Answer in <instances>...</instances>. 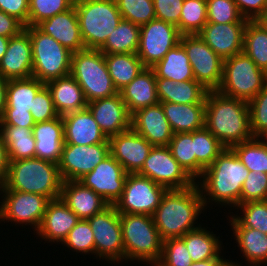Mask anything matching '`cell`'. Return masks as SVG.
<instances>
[{
  "label": "cell",
  "mask_w": 267,
  "mask_h": 266,
  "mask_svg": "<svg viewBox=\"0 0 267 266\" xmlns=\"http://www.w3.org/2000/svg\"><path fill=\"white\" fill-rule=\"evenodd\" d=\"M248 174L249 170L234 151L225 148L196 181L205 210L215 205L220 209L231 208L232 212L241 204V190Z\"/></svg>",
  "instance_id": "cell-1"
},
{
  "label": "cell",
  "mask_w": 267,
  "mask_h": 266,
  "mask_svg": "<svg viewBox=\"0 0 267 266\" xmlns=\"http://www.w3.org/2000/svg\"><path fill=\"white\" fill-rule=\"evenodd\" d=\"M206 211L200 189L195 183L186 189L167 190L152 217L164 241L169 238H182L188 232L199 228L203 224L197 223L198 218L201 213L206 214Z\"/></svg>",
  "instance_id": "cell-2"
},
{
  "label": "cell",
  "mask_w": 267,
  "mask_h": 266,
  "mask_svg": "<svg viewBox=\"0 0 267 266\" xmlns=\"http://www.w3.org/2000/svg\"><path fill=\"white\" fill-rule=\"evenodd\" d=\"M205 127L225 148L253 138L248 102L208 91L205 98Z\"/></svg>",
  "instance_id": "cell-3"
},
{
  "label": "cell",
  "mask_w": 267,
  "mask_h": 266,
  "mask_svg": "<svg viewBox=\"0 0 267 266\" xmlns=\"http://www.w3.org/2000/svg\"><path fill=\"white\" fill-rule=\"evenodd\" d=\"M63 180L57 163L37 157L9 161L3 190L60 198Z\"/></svg>",
  "instance_id": "cell-4"
},
{
  "label": "cell",
  "mask_w": 267,
  "mask_h": 266,
  "mask_svg": "<svg viewBox=\"0 0 267 266\" xmlns=\"http://www.w3.org/2000/svg\"><path fill=\"white\" fill-rule=\"evenodd\" d=\"M124 244V263L138 262L155 266L162 253L163 240L153 217L143 214H120Z\"/></svg>",
  "instance_id": "cell-5"
},
{
  "label": "cell",
  "mask_w": 267,
  "mask_h": 266,
  "mask_svg": "<svg viewBox=\"0 0 267 266\" xmlns=\"http://www.w3.org/2000/svg\"><path fill=\"white\" fill-rule=\"evenodd\" d=\"M70 74L82 88L87 103L119 93L99 49L85 48L72 53Z\"/></svg>",
  "instance_id": "cell-6"
},
{
  "label": "cell",
  "mask_w": 267,
  "mask_h": 266,
  "mask_svg": "<svg viewBox=\"0 0 267 266\" xmlns=\"http://www.w3.org/2000/svg\"><path fill=\"white\" fill-rule=\"evenodd\" d=\"M85 48L99 49L122 20L115 0H75Z\"/></svg>",
  "instance_id": "cell-7"
},
{
  "label": "cell",
  "mask_w": 267,
  "mask_h": 266,
  "mask_svg": "<svg viewBox=\"0 0 267 266\" xmlns=\"http://www.w3.org/2000/svg\"><path fill=\"white\" fill-rule=\"evenodd\" d=\"M32 43V77L46 84L70 74L72 52L37 26H27Z\"/></svg>",
  "instance_id": "cell-8"
},
{
  "label": "cell",
  "mask_w": 267,
  "mask_h": 266,
  "mask_svg": "<svg viewBox=\"0 0 267 266\" xmlns=\"http://www.w3.org/2000/svg\"><path fill=\"white\" fill-rule=\"evenodd\" d=\"M267 83V73L243 52L223 60L218 92L249 102Z\"/></svg>",
  "instance_id": "cell-9"
},
{
  "label": "cell",
  "mask_w": 267,
  "mask_h": 266,
  "mask_svg": "<svg viewBox=\"0 0 267 266\" xmlns=\"http://www.w3.org/2000/svg\"><path fill=\"white\" fill-rule=\"evenodd\" d=\"M94 236L95 259L114 264H124V244L120 214L114 205L87 219ZM102 259V260H101Z\"/></svg>",
  "instance_id": "cell-10"
},
{
  "label": "cell",
  "mask_w": 267,
  "mask_h": 266,
  "mask_svg": "<svg viewBox=\"0 0 267 266\" xmlns=\"http://www.w3.org/2000/svg\"><path fill=\"white\" fill-rule=\"evenodd\" d=\"M0 199V223H9L19 227L29 226L35 232L46 212L49 198L33 193L16 190H2Z\"/></svg>",
  "instance_id": "cell-11"
},
{
  "label": "cell",
  "mask_w": 267,
  "mask_h": 266,
  "mask_svg": "<svg viewBox=\"0 0 267 266\" xmlns=\"http://www.w3.org/2000/svg\"><path fill=\"white\" fill-rule=\"evenodd\" d=\"M166 188L147 177L128 174L121 197L114 204L119 214L153 215Z\"/></svg>",
  "instance_id": "cell-12"
},
{
  "label": "cell",
  "mask_w": 267,
  "mask_h": 266,
  "mask_svg": "<svg viewBox=\"0 0 267 266\" xmlns=\"http://www.w3.org/2000/svg\"><path fill=\"white\" fill-rule=\"evenodd\" d=\"M195 80L206 90L215 91L222 80L223 59L198 34L181 35Z\"/></svg>",
  "instance_id": "cell-13"
},
{
  "label": "cell",
  "mask_w": 267,
  "mask_h": 266,
  "mask_svg": "<svg viewBox=\"0 0 267 266\" xmlns=\"http://www.w3.org/2000/svg\"><path fill=\"white\" fill-rule=\"evenodd\" d=\"M137 174L151 179L167 190L186 189L196 183L173 158L168 146H153Z\"/></svg>",
  "instance_id": "cell-14"
},
{
  "label": "cell",
  "mask_w": 267,
  "mask_h": 266,
  "mask_svg": "<svg viewBox=\"0 0 267 266\" xmlns=\"http://www.w3.org/2000/svg\"><path fill=\"white\" fill-rule=\"evenodd\" d=\"M181 33L173 24L154 19L140 26L136 54L144 67L152 68L165 54L180 43Z\"/></svg>",
  "instance_id": "cell-15"
},
{
  "label": "cell",
  "mask_w": 267,
  "mask_h": 266,
  "mask_svg": "<svg viewBox=\"0 0 267 266\" xmlns=\"http://www.w3.org/2000/svg\"><path fill=\"white\" fill-rule=\"evenodd\" d=\"M110 155V144L93 145L64 144L58 163L64 181H78L91 172L100 162Z\"/></svg>",
  "instance_id": "cell-16"
},
{
  "label": "cell",
  "mask_w": 267,
  "mask_h": 266,
  "mask_svg": "<svg viewBox=\"0 0 267 266\" xmlns=\"http://www.w3.org/2000/svg\"><path fill=\"white\" fill-rule=\"evenodd\" d=\"M128 173L110 154L78 181L100 195L109 205L121 197Z\"/></svg>",
  "instance_id": "cell-17"
},
{
  "label": "cell",
  "mask_w": 267,
  "mask_h": 266,
  "mask_svg": "<svg viewBox=\"0 0 267 266\" xmlns=\"http://www.w3.org/2000/svg\"><path fill=\"white\" fill-rule=\"evenodd\" d=\"M110 154L128 174H137L153 145L132 128L109 137Z\"/></svg>",
  "instance_id": "cell-18"
},
{
  "label": "cell",
  "mask_w": 267,
  "mask_h": 266,
  "mask_svg": "<svg viewBox=\"0 0 267 266\" xmlns=\"http://www.w3.org/2000/svg\"><path fill=\"white\" fill-rule=\"evenodd\" d=\"M80 219L61 199L50 200L39 228L35 232L46 243L62 244Z\"/></svg>",
  "instance_id": "cell-19"
},
{
  "label": "cell",
  "mask_w": 267,
  "mask_h": 266,
  "mask_svg": "<svg viewBox=\"0 0 267 266\" xmlns=\"http://www.w3.org/2000/svg\"><path fill=\"white\" fill-rule=\"evenodd\" d=\"M131 128L153 146H168L174 134L161 103L132 113Z\"/></svg>",
  "instance_id": "cell-20"
},
{
  "label": "cell",
  "mask_w": 267,
  "mask_h": 266,
  "mask_svg": "<svg viewBox=\"0 0 267 266\" xmlns=\"http://www.w3.org/2000/svg\"><path fill=\"white\" fill-rule=\"evenodd\" d=\"M247 23L207 22L198 35L223 60L243 50V35Z\"/></svg>",
  "instance_id": "cell-21"
},
{
  "label": "cell",
  "mask_w": 267,
  "mask_h": 266,
  "mask_svg": "<svg viewBox=\"0 0 267 266\" xmlns=\"http://www.w3.org/2000/svg\"><path fill=\"white\" fill-rule=\"evenodd\" d=\"M87 108L108 138L131 128V114L120 93L94 100Z\"/></svg>",
  "instance_id": "cell-22"
},
{
  "label": "cell",
  "mask_w": 267,
  "mask_h": 266,
  "mask_svg": "<svg viewBox=\"0 0 267 266\" xmlns=\"http://www.w3.org/2000/svg\"><path fill=\"white\" fill-rule=\"evenodd\" d=\"M32 43L29 33L24 29L11 37L7 50L0 62V74L7 80L32 77Z\"/></svg>",
  "instance_id": "cell-23"
},
{
  "label": "cell",
  "mask_w": 267,
  "mask_h": 266,
  "mask_svg": "<svg viewBox=\"0 0 267 266\" xmlns=\"http://www.w3.org/2000/svg\"><path fill=\"white\" fill-rule=\"evenodd\" d=\"M64 123V144L93 145L109 143L88 108L62 116Z\"/></svg>",
  "instance_id": "cell-24"
},
{
  "label": "cell",
  "mask_w": 267,
  "mask_h": 266,
  "mask_svg": "<svg viewBox=\"0 0 267 266\" xmlns=\"http://www.w3.org/2000/svg\"><path fill=\"white\" fill-rule=\"evenodd\" d=\"M37 27L72 53L85 49L75 6L43 20Z\"/></svg>",
  "instance_id": "cell-25"
},
{
  "label": "cell",
  "mask_w": 267,
  "mask_h": 266,
  "mask_svg": "<svg viewBox=\"0 0 267 266\" xmlns=\"http://www.w3.org/2000/svg\"><path fill=\"white\" fill-rule=\"evenodd\" d=\"M60 198L79 219L83 220L91 218L109 206L100 195L79 181H64Z\"/></svg>",
  "instance_id": "cell-26"
},
{
  "label": "cell",
  "mask_w": 267,
  "mask_h": 266,
  "mask_svg": "<svg viewBox=\"0 0 267 266\" xmlns=\"http://www.w3.org/2000/svg\"><path fill=\"white\" fill-rule=\"evenodd\" d=\"M32 133L36 141L35 157L58 164L64 146L62 116L50 121L35 123Z\"/></svg>",
  "instance_id": "cell-27"
},
{
  "label": "cell",
  "mask_w": 267,
  "mask_h": 266,
  "mask_svg": "<svg viewBox=\"0 0 267 266\" xmlns=\"http://www.w3.org/2000/svg\"><path fill=\"white\" fill-rule=\"evenodd\" d=\"M119 93L130 114L138 109L159 103L156 89V77L152 68L145 67Z\"/></svg>",
  "instance_id": "cell-28"
},
{
  "label": "cell",
  "mask_w": 267,
  "mask_h": 266,
  "mask_svg": "<svg viewBox=\"0 0 267 266\" xmlns=\"http://www.w3.org/2000/svg\"><path fill=\"white\" fill-rule=\"evenodd\" d=\"M45 85L60 116L87 108L84 92L71 74L49 81Z\"/></svg>",
  "instance_id": "cell-29"
},
{
  "label": "cell",
  "mask_w": 267,
  "mask_h": 266,
  "mask_svg": "<svg viewBox=\"0 0 267 266\" xmlns=\"http://www.w3.org/2000/svg\"><path fill=\"white\" fill-rule=\"evenodd\" d=\"M232 238L237 244L242 258L248 264L267 265V234L248 227H239L229 216ZM234 236V237H233Z\"/></svg>",
  "instance_id": "cell-30"
},
{
  "label": "cell",
  "mask_w": 267,
  "mask_h": 266,
  "mask_svg": "<svg viewBox=\"0 0 267 266\" xmlns=\"http://www.w3.org/2000/svg\"><path fill=\"white\" fill-rule=\"evenodd\" d=\"M156 89L159 103L205 104V98L208 92L196 80L176 83L164 78H156Z\"/></svg>",
  "instance_id": "cell-31"
},
{
  "label": "cell",
  "mask_w": 267,
  "mask_h": 266,
  "mask_svg": "<svg viewBox=\"0 0 267 266\" xmlns=\"http://www.w3.org/2000/svg\"><path fill=\"white\" fill-rule=\"evenodd\" d=\"M160 103L174 134L193 132L205 127V104Z\"/></svg>",
  "instance_id": "cell-32"
},
{
  "label": "cell",
  "mask_w": 267,
  "mask_h": 266,
  "mask_svg": "<svg viewBox=\"0 0 267 266\" xmlns=\"http://www.w3.org/2000/svg\"><path fill=\"white\" fill-rule=\"evenodd\" d=\"M209 227H202L190 231L181 239L185 242L192 262H199L210 259H226L223 257V241L219 239L213 231L207 230ZM222 255V256H221Z\"/></svg>",
  "instance_id": "cell-33"
},
{
  "label": "cell",
  "mask_w": 267,
  "mask_h": 266,
  "mask_svg": "<svg viewBox=\"0 0 267 266\" xmlns=\"http://www.w3.org/2000/svg\"><path fill=\"white\" fill-rule=\"evenodd\" d=\"M152 70L156 78L169 79L176 83L195 80L186 50L181 43L170 49Z\"/></svg>",
  "instance_id": "cell-34"
},
{
  "label": "cell",
  "mask_w": 267,
  "mask_h": 266,
  "mask_svg": "<svg viewBox=\"0 0 267 266\" xmlns=\"http://www.w3.org/2000/svg\"><path fill=\"white\" fill-rule=\"evenodd\" d=\"M33 127L0 125V135L7 150L9 161L35 157V138Z\"/></svg>",
  "instance_id": "cell-35"
},
{
  "label": "cell",
  "mask_w": 267,
  "mask_h": 266,
  "mask_svg": "<svg viewBox=\"0 0 267 266\" xmlns=\"http://www.w3.org/2000/svg\"><path fill=\"white\" fill-rule=\"evenodd\" d=\"M108 72L118 92L145 67L136 53L104 54Z\"/></svg>",
  "instance_id": "cell-36"
},
{
  "label": "cell",
  "mask_w": 267,
  "mask_h": 266,
  "mask_svg": "<svg viewBox=\"0 0 267 266\" xmlns=\"http://www.w3.org/2000/svg\"><path fill=\"white\" fill-rule=\"evenodd\" d=\"M140 38V26L122 19L99 48L104 54L136 53Z\"/></svg>",
  "instance_id": "cell-37"
},
{
  "label": "cell",
  "mask_w": 267,
  "mask_h": 266,
  "mask_svg": "<svg viewBox=\"0 0 267 266\" xmlns=\"http://www.w3.org/2000/svg\"><path fill=\"white\" fill-rule=\"evenodd\" d=\"M44 85L34 77L8 80L5 109L30 111L35 95Z\"/></svg>",
  "instance_id": "cell-38"
},
{
  "label": "cell",
  "mask_w": 267,
  "mask_h": 266,
  "mask_svg": "<svg viewBox=\"0 0 267 266\" xmlns=\"http://www.w3.org/2000/svg\"><path fill=\"white\" fill-rule=\"evenodd\" d=\"M242 52L267 73V30L256 20L245 26Z\"/></svg>",
  "instance_id": "cell-39"
},
{
  "label": "cell",
  "mask_w": 267,
  "mask_h": 266,
  "mask_svg": "<svg viewBox=\"0 0 267 266\" xmlns=\"http://www.w3.org/2000/svg\"><path fill=\"white\" fill-rule=\"evenodd\" d=\"M196 156V181L218 155L225 149L220 141L206 128L192 132Z\"/></svg>",
  "instance_id": "cell-40"
},
{
  "label": "cell",
  "mask_w": 267,
  "mask_h": 266,
  "mask_svg": "<svg viewBox=\"0 0 267 266\" xmlns=\"http://www.w3.org/2000/svg\"><path fill=\"white\" fill-rule=\"evenodd\" d=\"M231 149L249 171L267 174V138L253 137Z\"/></svg>",
  "instance_id": "cell-41"
},
{
  "label": "cell",
  "mask_w": 267,
  "mask_h": 266,
  "mask_svg": "<svg viewBox=\"0 0 267 266\" xmlns=\"http://www.w3.org/2000/svg\"><path fill=\"white\" fill-rule=\"evenodd\" d=\"M235 209V214L230 212L228 216L239 227L253 228L267 234V200L248 201L239 204Z\"/></svg>",
  "instance_id": "cell-42"
},
{
  "label": "cell",
  "mask_w": 267,
  "mask_h": 266,
  "mask_svg": "<svg viewBox=\"0 0 267 266\" xmlns=\"http://www.w3.org/2000/svg\"><path fill=\"white\" fill-rule=\"evenodd\" d=\"M173 158L196 182V156L194 153V140L192 132H180L173 134L168 144Z\"/></svg>",
  "instance_id": "cell-43"
},
{
  "label": "cell",
  "mask_w": 267,
  "mask_h": 266,
  "mask_svg": "<svg viewBox=\"0 0 267 266\" xmlns=\"http://www.w3.org/2000/svg\"><path fill=\"white\" fill-rule=\"evenodd\" d=\"M207 23L206 0H184L178 30L182 35L198 34Z\"/></svg>",
  "instance_id": "cell-44"
},
{
  "label": "cell",
  "mask_w": 267,
  "mask_h": 266,
  "mask_svg": "<svg viewBox=\"0 0 267 266\" xmlns=\"http://www.w3.org/2000/svg\"><path fill=\"white\" fill-rule=\"evenodd\" d=\"M61 245L66 247L67 251L70 249L76 254L93 255L92 258L95 259L94 236L88 220L80 219Z\"/></svg>",
  "instance_id": "cell-45"
},
{
  "label": "cell",
  "mask_w": 267,
  "mask_h": 266,
  "mask_svg": "<svg viewBox=\"0 0 267 266\" xmlns=\"http://www.w3.org/2000/svg\"><path fill=\"white\" fill-rule=\"evenodd\" d=\"M122 19L138 26L156 19L153 0H115Z\"/></svg>",
  "instance_id": "cell-46"
},
{
  "label": "cell",
  "mask_w": 267,
  "mask_h": 266,
  "mask_svg": "<svg viewBox=\"0 0 267 266\" xmlns=\"http://www.w3.org/2000/svg\"><path fill=\"white\" fill-rule=\"evenodd\" d=\"M75 0H29L28 26H37L43 20L67 11Z\"/></svg>",
  "instance_id": "cell-47"
},
{
  "label": "cell",
  "mask_w": 267,
  "mask_h": 266,
  "mask_svg": "<svg viewBox=\"0 0 267 266\" xmlns=\"http://www.w3.org/2000/svg\"><path fill=\"white\" fill-rule=\"evenodd\" d=\"M207 22L214 23H247L234 0H206Z\"/></svg>",
  "instance_id": "cell-48"
},
{
  "label": "cell",
  "mask_w": 267,
  "mask_h": 266,
  "mask_svg": "<svg viewBox=\"0 0 267 266\" xmlns=\"http://www.w3.org/2000/svg\"><path fill=\"white\" fill-rule=\"evenodd\" d=\"M250 129L253 137L267 138V83L263 89L248 102Z\"/></svg>",
  "instance_id": "cell-49"
},
{
  "label": "cell",
  "mask_w": 267,
  "mask_h": 266,
  "mask_svg": "<svg viewBox=\"0 0 267 266\" xmlns=\"http://www.w3.org/2000/svg\"><path fill=\"white\" fill-rule=\"evenodd\" d=\"M191 263L185 242L181 238H169L163 241L161 257L155 266H190Z\"/></svg>",
  "instance_id": "cell-50"
},
{
  "label": "cell",
  "mask_w": 267,
  "mask_h": 266,
  "mask_svg": "<svg viewBox=\"0 0 267 266\" xmlns=\"http://www.w3.org/2000/svg\"><path fill=\"white\" fill-rule=\"evenodd\" d=\"M30 112L35 123L50 121L60 116L46 85L35 95Z\"/></svg>",
  "instance_id": "cell-51"
},
{
  "label": "cell",
  "mask_w": 267,
  "mask_h": 266,
  "mask_svg": "<svg viewBox=\"0 0 267 266\" xmlns=\"http://www.w3.org/2000/svg\"><path fill=\"white\" fill-rule=\"evenodd\" d=\"M259 200H267V174L249 171L241 190V204Z\"/></svg>",
  "instance_id": "cell-52"
},
{
  "label": "cell",
  "mask_w": 267,
  "mask_h": 266,
  "mask_svg": "<svg viewBox=\"0 0 267 266\" xmlns=\"http://www.w3.org/2000/svg\"><path fill=\"white\" fill-rule=\"evenodd\" d=\"M184 0H153L156 19L178 27Z\"/></svg>",
  "instance_id": "cell-53"
},
{
  "label": "cell",
  "mask_w": 267,
  "mask_h": 266,
  "mask_svg": "<svg viewBox=\"0 0 267 266\" xmlns=\"http://www.w3.org/2000/svg\"><path fill=\"white\" fill-rule=\"evenodd\" d=\"M0 11L15 17L28 26L29 0H0Z\"/></svg>",
  "instance_id": "cell-54"
},
{
  "label": "cell",
  "mask_w": 267,
  "mask_h": 266,
  "mask_svg": "<svg viewBox=\"0 0 267 266\" xmlns=\"http://www.w3.org/2000/svg\"><path fill=\"white\" fill-rule=\"evenodd\" d=\"M240 14L248 20H257L267 9V0H234Z\"/></svg>",
  "instance_id": "cell-55"
},
{
  "label": "cell",
  "mask_w": 267,
  "mask_h": 266,
  "mask_svg": "<svg viewBox=\"0 0 267 266\" xmlns=\"http://www.w3.org/2000/svg\"><path fill=\"white\" fill-rule=\"evenodd\" d=\"M0 125L33 127L35 125V122L30 111L5 109L4 114L0 120Z\"/></svg>",
  "instance_id": "cell-56"
},
{
  "label": "cell",
  "mask_w": 267,
  "mask_h": 266,
  "mask_svg": "<svg viewBox=\"0 0 267 266\" xmlns=\"http://www.w3.org/2000/svg\"><path fill=\"white\" fill-rule=\"evenodd\" d=\"M24 27L15 17L0 11V36L8 38L17 36Z\"/></svg>",
  "instance_id": "cell-57"
},
{
  "label": "cell",
  "mask_w": 267,
  "mask_h": 266,
  "mask_svg": "<svg viewBox=\"0 0 267 266\" xmlns=\"http://www.w3.org/2000/svg\"><path fill=\"white\" fill-rule=\"evenodd\" d=\"M9 166V159L7 155V150L5 147V143L2 140L0 135V179L4 182L7 176Z\"/></svg>",
  "instance_id": "cell-58"
},
{
  "label": "cell",
  "mask_w": 267,
  "mask_h": 266,
  "mask_svg": "<svg viewBox=\"0 0 267 266\" xmlns=\"http://www.w3.org/2000/svg\"><path fill=\"white\" fill-rule=\"evenodd\" d=\"M8 80L0 74V120L6 107V89Z\"/></svg>",
  "instance_id": "cell-59"
},
{
  "label": "cell",
  "mask_w": 267,
  "mask_h": 266,
  "mask_svg": "<svg viewBox=\"0 0 267 266\" xmlns=\"http://www.w3.org/2000/svg\"><path fill=\"white\" fill-rule=\"evenodd\" d=\"M229 259H210L199 262H192L190 266H226Z\"/></svg>",
  "instance_id": "cell-60"
},
{
  "label": "cell",
  "mask_w": 267,
  "mask_h": 266,
  "mask_svg": "<svg viewBox=\"0 0 267 266\" xmlns=\"http://www.w3.org/2000/svg\"><path fill=\"white\" fill-rule=\"evenodd\" d=\"M9 39L10 38H8V37L0 36V62H1L2 57L4 56V54L7 50Z\"/></svg>",
  "instance_id": "cell-61"
},
{
  "label": "cell",
  "mask_w": 267,
  "mask_h": 266,
  "mask_svg": "<svg viewBox=\"0 0 267 266\" xmlns=\"http://www.w3.org/2000/svg\"><path fill=\"white\" fill-rule=\"evenodd\" d=\"M256 21L260 23L267 30V9Z\"/></svg>",
  "instance_id": "cell-62"
},
{
  "label": "cell",
  "mask_w": 267,
  "mask_h": 266,
  "mask_svg": "<svg viewBox=\"0 0 267 266\" xmlns=\"http://www.w3.org/2000/svg\"><path fill=\"white\" fill-rule=\"evenodd\" d=\"M236 262V263H235ZM232 261V260H229L226 264V266H242L244 264H242L243 262L239 263L237 261ZM246 266V265H244ZM247 266H263V265H257V264H248Z\"/></svg>",
  "instance_id": "cell-63"
},
{
  "label": "cell",
  "mask_w": 267,
  "mask_h": 266,
  "mask_svg": "<svg viewBox=\"0 0 267 266\" xmlns=\"http://www.w3.org/2000/svg\"><path fill=\"white\" fill-rule=\"evenodd\" d=\"M4 182L0 179V196L3 190Z\"/></svg>",
  "instance_id": "cell-64"
}]
</instances>
